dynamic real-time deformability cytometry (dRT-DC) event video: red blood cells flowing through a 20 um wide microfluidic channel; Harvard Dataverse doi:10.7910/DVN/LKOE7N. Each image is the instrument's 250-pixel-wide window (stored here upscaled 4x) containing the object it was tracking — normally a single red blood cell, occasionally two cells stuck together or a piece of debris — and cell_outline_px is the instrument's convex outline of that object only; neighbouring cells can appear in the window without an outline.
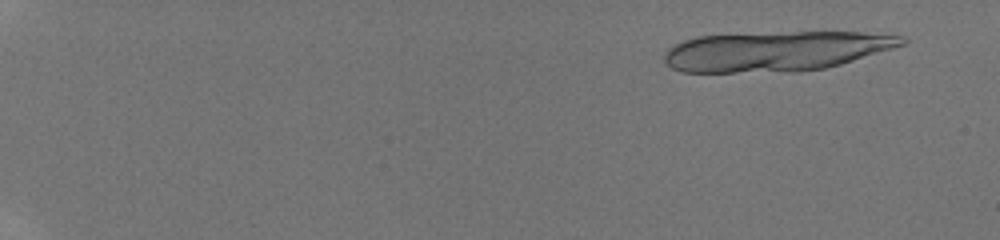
{"species": "human", "species_latin": "Homo sapiens", "temperature_condition": "room temperature", "stored_images_in_passage": 24, "segment_of_instrument_passage": [1, 2], "camera_frame_rate_fps": 3000, "um_per_image_px": 0.085, "donor": {"sex": "male"}, "frame": {"image": 1, "passage_image": 4, "time_ms": 1.0, "image_size_px": [1000, 240], "cell_outline_px": [[908, 40], [904, 44], [892, 48], [840, 64], [824, 68], [796, 72], [680, 72], [672, 68], [664, 60], [664, 52], [672, 44], [696, 36], [796, 32], [860, 32], [904, 36]], "centroid_in_image_um": [65.9, 4.35], "position_along_channel_um": 19.1, "area_um2": 55.14}}